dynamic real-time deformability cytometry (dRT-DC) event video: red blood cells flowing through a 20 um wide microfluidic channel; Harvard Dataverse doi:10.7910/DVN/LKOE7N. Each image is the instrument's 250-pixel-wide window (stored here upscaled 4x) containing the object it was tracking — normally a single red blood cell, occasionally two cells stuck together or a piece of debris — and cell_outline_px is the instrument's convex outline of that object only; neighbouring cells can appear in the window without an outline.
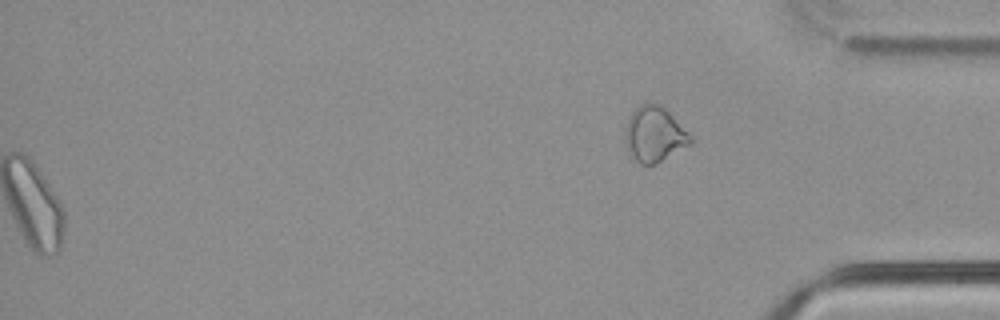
{"species": "common noctule bat (a hibernating species)", "species_latin": "Nyctalus noctula", "temperature_condition": "cold", "stored_images_in_passage": 56, "segment_of_instrument_passage": [2, 2], "camera_frame_rate_fps": 3000, "um_per_image_px": 0.085, "animal": {"sex": "male", "body_mass_g": 21.5, "forearm_length_mm": 52.0}, "frame": {"image": 1, "passage_image": 56, "time_ms": 18.333, "image_size_px": [1000, 320], "cell_outline_px": [[692, 140], [688, 144], [660, 160], [652, 164], [640, 164], [632, 156], [628, 148], [624, 136], [624, 132], [628, 120], [632, 112], [644, 100], [660, 104], [692, 136]], "centroid_in_image_um": [55.58, 11.35], "position_along_channel_um": 379.6, "area_um2": 20.46}}